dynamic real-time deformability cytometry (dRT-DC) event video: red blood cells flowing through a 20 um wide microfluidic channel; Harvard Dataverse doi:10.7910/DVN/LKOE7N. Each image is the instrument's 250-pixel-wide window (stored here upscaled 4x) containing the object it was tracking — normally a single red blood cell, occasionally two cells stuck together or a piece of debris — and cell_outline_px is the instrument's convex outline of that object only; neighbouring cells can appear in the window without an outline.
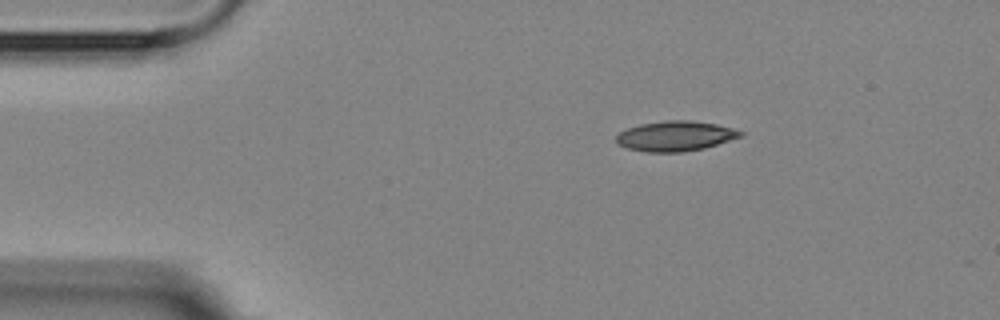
{"species": "Egyptian fruit bat (a non-hibernating species)", "species_latin": "Rousettus aegyptiacus", "temperature_condition": "room temperature", "stored_images_in_passage": 2, "camera_frame_rate_fps": 3000, "um_per_image_px": 0.085, "animal": {"sex": "female"}, "frame": {"image": 1, "passage_image": 2, "time_ms": 1.333, "image_size_px": [1000, 320], "cell_outline_px": [[744, 136], [704, 148], [680, 152], [644, 152], [624, 148], [616, 144], [616, 136], [620, 132], [628, 128], [640, 124], [664, 120], [688, 120], [716, 124], [732, 128], [744, 132]], "centroid_in_image_um": [57.38, 11.57], "position_along_channel_um": 27.6, "area_um2": 21.91}}